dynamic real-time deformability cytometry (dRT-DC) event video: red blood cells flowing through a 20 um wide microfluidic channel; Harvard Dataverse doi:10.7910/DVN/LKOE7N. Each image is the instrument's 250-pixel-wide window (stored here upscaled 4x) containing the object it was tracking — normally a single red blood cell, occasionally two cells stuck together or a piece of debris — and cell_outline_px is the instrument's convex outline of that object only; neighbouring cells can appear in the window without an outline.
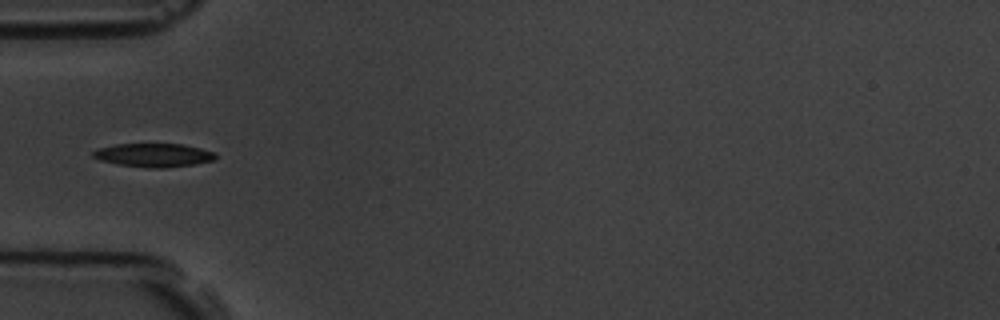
{"species": "common noctule bat (a hibernating species)", "species_latin": "Nyctalus noctula", "temperature_condition": "room temperature", "stored_images_in_passage": 8, "camera_frame_rate_fps": 3000, "um_per_image_px": 0.085, "animal": {"sex": "male", "body_mass_g": 19.5, "forearm_length_mm": 54.6}, "frame": {"image": 1, "passage_image": 5, "time_ms": 5.667, "image_size_px": [1000, 320], "cell_outline_px": [[216, 160], [196, 164], [164, 168], [148, 168], [116, 164], [100, 160], [92, 156], [92, 152], [96, 148], [116, 144], [184, 144], [216, 152]], "centroid_in_image_um": [13.07, 13.19], "position_along_channel_um": 71.9, "area_um2": 17.05}}
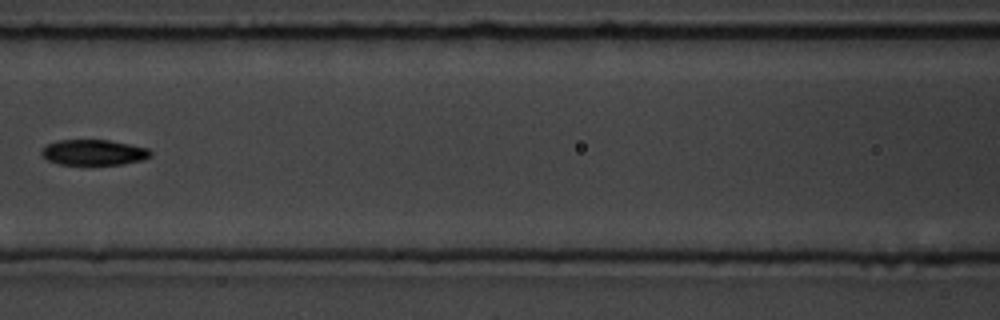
{"frame": {"image": 2, "passage_image": 7, "time_ms": 8.0, "image_size_px": [1000, 320], "cell_outline_px": [[152, 156], [144, 160], [124, 164], [60, 164], [48, 160], [40, 152], [48, 144], [60, 140], [108, 140], [148, 148], [152, 152]], "centroid_in_image_um": [8.02, 12.96], "position_along_channel_um": 158.6, "area_um2": 16.07}}
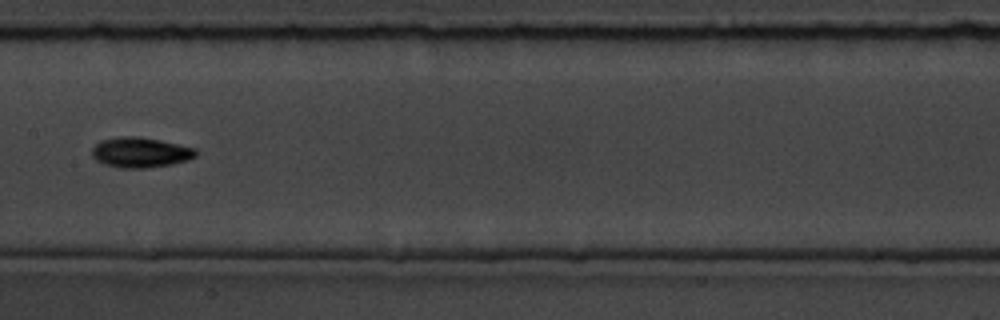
{"frame": {"image": 3, "passage_image": 8, "time_ms": 9.0, "image_size_px": [1000, 320], "cell_outline_px": [[196, 156], [188, 160], [172, 164], [148, 168], [120, 168], [104, 164], [96, 160], [92, 156], [92, 148], [100, 140], [120, 136], [140, 136], [160, 140], [196, 148]], "centroid_in_image_um": [11.92, 12.95], "position_along_channel_um": 195.5, "area_um2": 18.44}}